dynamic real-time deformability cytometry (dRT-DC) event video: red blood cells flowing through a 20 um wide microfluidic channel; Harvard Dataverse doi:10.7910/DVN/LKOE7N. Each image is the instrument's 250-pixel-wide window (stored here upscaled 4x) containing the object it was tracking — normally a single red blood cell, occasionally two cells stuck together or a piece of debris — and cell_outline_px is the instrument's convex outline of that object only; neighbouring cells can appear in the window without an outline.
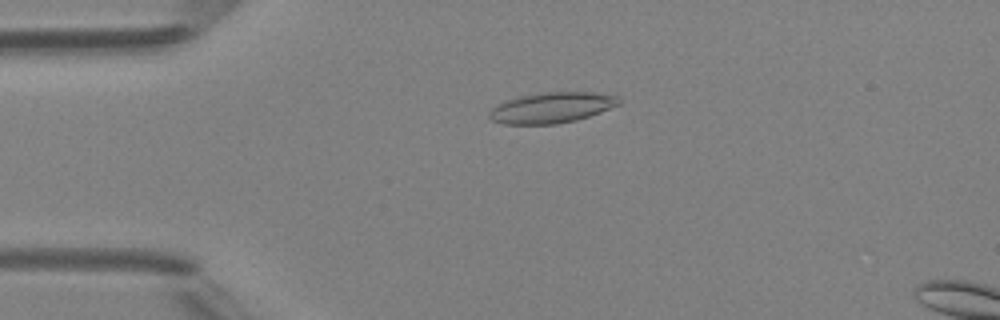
{"species": "Egyptian fruit bat (a non-hibernating species)", "species_latin": "Rousettus aegyptiacus", "temperature_condition": "room temperature", "stored_images_in_passage": 5, "camera_frame_rate_fps": 3000, "um_per_image_px": 0.085, "animal": {"sex": "female"}, "frame": {"image": 1, "passage_image": 4, "time_ms": 3.333, "image_size_px": [1000, 320], "cell_outline_px": [[620, 104], [600, 112], [576, 120], [556, 124], [504, 124], [492, 120], [488, 116], [488, 112], [496, 104], [520, 96], [544, 92], [592, 92], [616, 96], [620, 100]], "centroid_in_image_um": [46.86, 9.15], "position_along_channel_um": 38.1, "area_um2": 23.0}}